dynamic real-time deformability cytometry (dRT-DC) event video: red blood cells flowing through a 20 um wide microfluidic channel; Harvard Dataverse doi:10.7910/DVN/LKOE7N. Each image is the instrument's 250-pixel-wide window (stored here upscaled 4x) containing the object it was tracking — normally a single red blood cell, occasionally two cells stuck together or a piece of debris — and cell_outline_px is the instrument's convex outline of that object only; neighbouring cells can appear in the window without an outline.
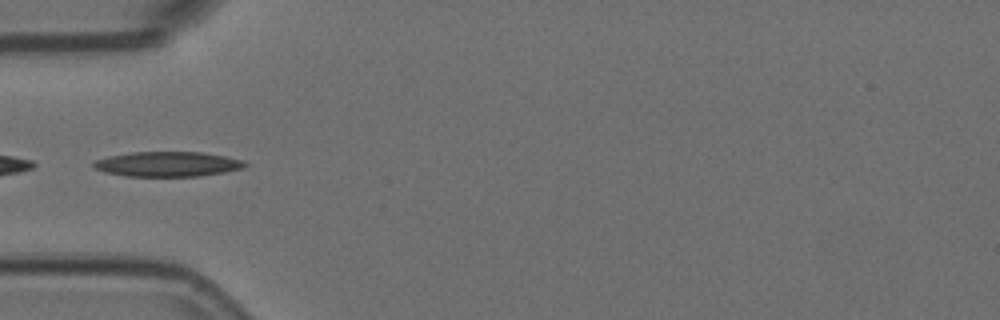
{"species": "Egyptian fruit bat (a non-hibernating species)", "species_latin": "Rousettus aegyptiacus", "temperature_condition": "room temperature", "stored_images_in_passage": 7, "camera_frame_rate_fps": 3000, "um_per_image_px": 0.085, "animal": {"sex": "female"}, "frame": {"image": 1, "passage_image": 5, "time_ms": 1.333, "image_size_px": [1000, 320], "cell_outline_px": [[248, 164], [244, 168], [224, 172], [200, 176], [124, 176], [104, 172], [92, 168], [92, 164], [96, 160], [108, 156], [132, 152], [204, 152], [244, 160]], "centroid_in_image_um": [14.24, 13.95], "position_along_channel_um": 70.8, "area_um2": 22.14}}
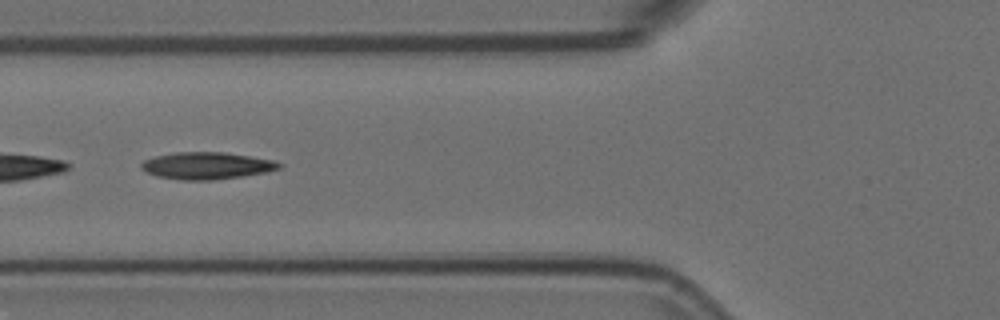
{"frame": {"image": 2, "passage_image": 6, "time_ms": 1.667, "image_size_px": [1000, 320], "cell_outline_px": [[284, 164], [280, 168], [268, 172], [216, 180], [180, 180], [156, 176], [140, 168], [140, 164], [144, 160], [156, 156], [176, 152], [224, 152], [272, 160]], "centroid_in_image_um": [17.57, 14.09], "position_along_channel_um": 108.2, "area_um2": 21.73}}
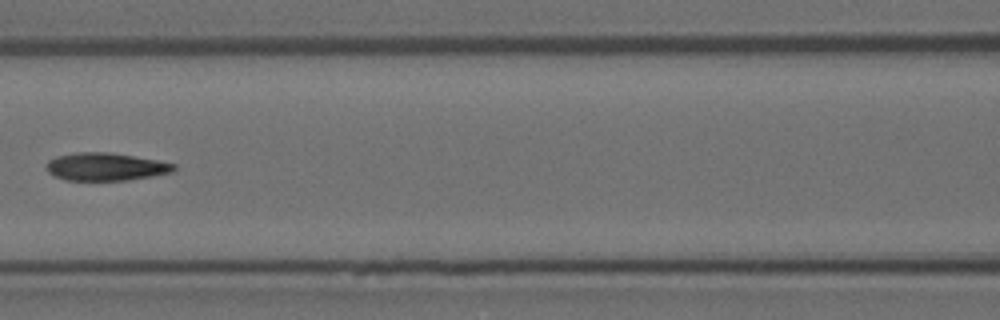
{"frame": {"image": 3, "passage_image": 7, "time_ms": 2.0, "image_size_px": [1000, 320], "cell_outline_px": [[176, 168], [172, 172], [152, 176], [128, 180], [64, 180], [48, 172], [48, 160], [56, 156], [80, 152], [104, 152], [132, 156], [156, 160], [176, 164]], "centroid_in_image_um": [8.99, 14.18], "position_along_channel_um": 157.6, "area_um2": 20.35}}